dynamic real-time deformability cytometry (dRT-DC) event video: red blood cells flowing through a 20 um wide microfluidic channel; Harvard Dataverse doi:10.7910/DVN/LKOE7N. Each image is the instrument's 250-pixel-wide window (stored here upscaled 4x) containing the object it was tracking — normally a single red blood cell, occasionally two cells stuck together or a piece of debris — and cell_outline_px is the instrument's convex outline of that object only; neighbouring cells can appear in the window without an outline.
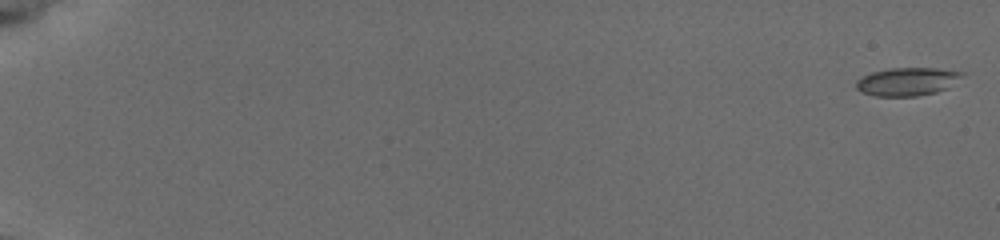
{"species": "common noctule bat (a hibernating species)", "species_latin": "Nyctalus noctula", "temperature_condition": "cold", "stored_images_in_passage": 58, "camera_frame_rate_fps": 3000, "um_per_image_px": 0.085, "animal": {"sex": "female", "body_mass_g": 19.5, "forearm_length_mm": 54.1}, "frame": {"image": 1, "passage_image": 2, "time_ms": 0.333, "image_size_px": [1000, 240], "cell_outline_px": [[964, 72], [960, 76], [944, 88], [936, 92], [916, 96], [876, 96], [860, 92], [856, 88], [856, 80], [872, 72], [888, 68], [936, 68]], "centroid_in_image_um": [77.02, 6.93], "position_along_channel_um": 8.0, "area_um2": 16.99}}
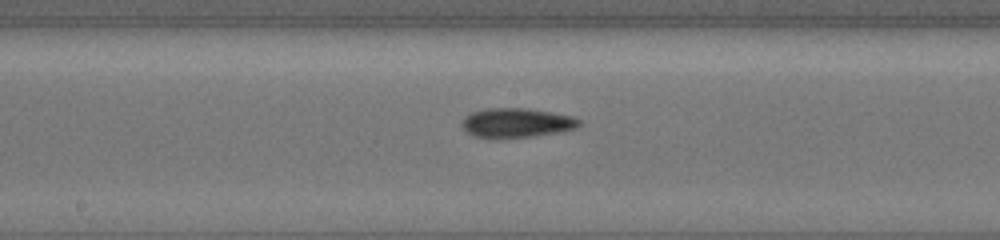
{"frame": {"image": 2, "passage_image": 34, "time_ms": 11.0, "image_size_px": [1000, 240], "cell_outline_px": [[580, 124], [576, 128], [556, 132], [532, 136], [476, 136], [468, 132], [460, 124], [460, 120], [464, 116], [472, 112], [488, 108], [528, 108], [552, 112], [572, 116], [580, 120]], "centroid_in_image_um": [43.9, 10.4], "position_along_channel_um": 204.3, "area_um2": 19.54}}
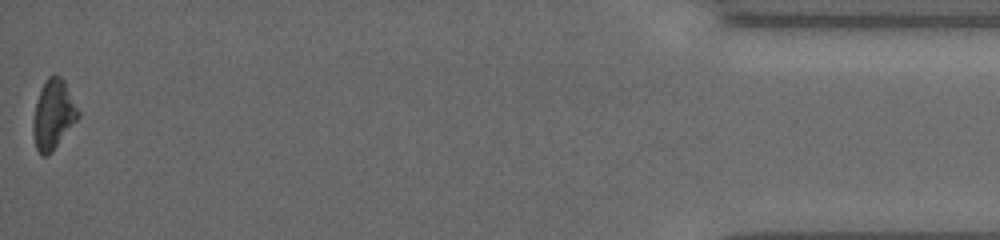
{"frame": {"image": 3, "passage_image": 58, "time_ms": 19.0, "image_size_px": [1000, 240], "cell_outline_px": [[80, 116], [52, 152], [44, 156], [36, 148], [32, 132], [32, 124], [36, 100], [40, 88], [48, 76], [60, 76], [64, 80], [80, 112]], "centroid_in_image_um": [4.52, 9.73], "position_along_channel_um": 430.7, "area_um2": 18.21}, "authors_computed_cell_mechanics": {"area_um2": 18.2359, "velocity_mm_per_s": 3.7864, "shape_relaxation_time_tau1_ms": 4.2944, "shape_relaxation_time_tau2_ms": 4.5806, "deformation_change_tau1": 0.1293, "deformation_change_tau2": 0.126}}